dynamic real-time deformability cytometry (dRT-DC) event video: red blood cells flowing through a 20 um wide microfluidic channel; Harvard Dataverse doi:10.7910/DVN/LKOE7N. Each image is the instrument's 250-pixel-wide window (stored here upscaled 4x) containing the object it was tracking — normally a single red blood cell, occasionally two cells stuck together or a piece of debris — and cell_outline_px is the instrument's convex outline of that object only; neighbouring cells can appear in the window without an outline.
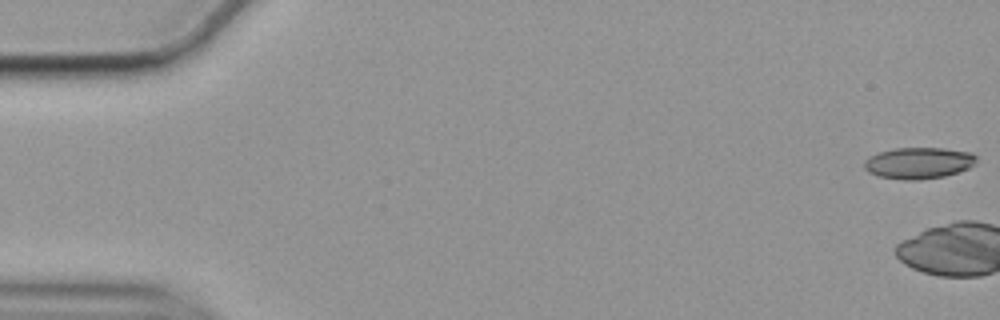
{"species": "common noctule bat (a hibernating species)", "species_latin": "Nyctalus noctula", "temperature_condition": "cold", "stored_images_in_passage": 4, "camera_frame_rate_fps": 3000, "um_per_image_px": 0.085, "animal": {"sex": "female", "body_mass_g": 19.9}, "frame": {"image": 1, "passage_image": 1, "time_ms": 0.0, "image_size_px": [1000, 320], "cell_outline_px": [[976, 164], [960, 172], [944, 176], [916, 180], [904, 180], [876, 176], [868, 172], [864, 168], [864, 160], [868, 156], [880, 152], [896, 148], [944, 148], [972, 152], [976, 156]], "centroid_in_image_um": [78.08, 13.86], "position_along_channel_um": 6.9, "area_um2": 20.75}}